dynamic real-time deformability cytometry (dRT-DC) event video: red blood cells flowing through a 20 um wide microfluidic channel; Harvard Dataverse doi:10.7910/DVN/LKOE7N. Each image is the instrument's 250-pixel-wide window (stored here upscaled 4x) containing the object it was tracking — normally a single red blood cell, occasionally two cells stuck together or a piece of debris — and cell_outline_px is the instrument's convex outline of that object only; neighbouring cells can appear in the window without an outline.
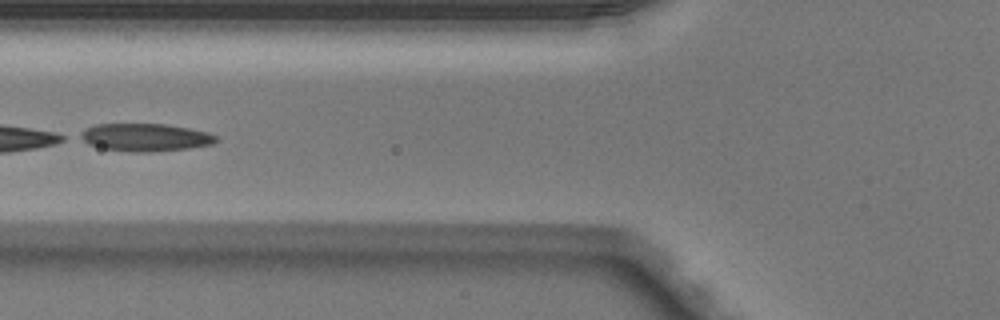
{"species": "Egyptian fruit bat (a non-hibernating species)", "species_latin": "Rousettus aegyptiacus", "temperature_condition": "warm", "stored_images_in_passage": 38, "camera_frame_rate_fps": 3000, "um_per_image_px": 0.085, "animal": {"sex": "male"}, "frame": {"image": 1, "passage_image": 9, "time_ms": 2.667, "image_size_px": [1000, 320], "cell_outline_px": [[220, 140], [212, 144], [188, 148], [152, 152], [128, 152], [100, 148], [88, 144], [72, 136], [84, 128], [96, 124], [168, 124], [208, 132], [220, 136]], "centroid_in_image_um": [12.27, 11.67], "position_along_channel_um": 113.5, "area_um2": 22.6}}
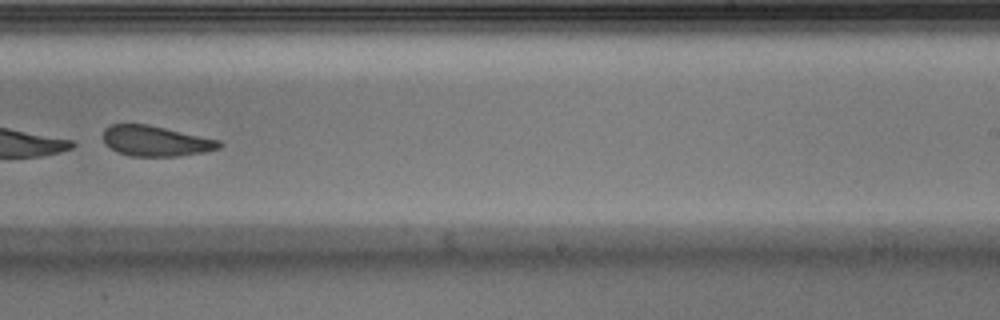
{"frame": {"image": 2, "passage_image": 21, "time_ms": 6.667, "image_size_px": [1000, 320], "cell_outline_px": [[224, 144], [220, 148], [204, 152], [180, 156], [128, 156], [116, 152], [104, 144], [104, 128], [108, 124], [148, 124], [220, 140]], "centroid_in_image_um": [13.22, 11.99], "position_along_channel_um": 275.8, "area_um2": 20.81}}
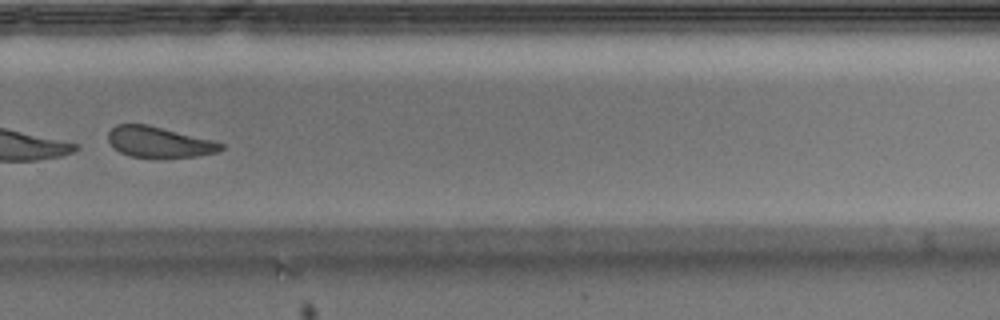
{"frame": {"image": 3, "passage_image": 24, "time_ms": 7.667, "image_size_px": [1000, 320], "cell_outline_px": [[224, 148], [216, 152], [196, 156], [156, 160], [128, 156], [120, 152], [108, 140], [108, 132], [116, 124], [148, 124], [212, 140], [224, 144]], "centroid_in_image_um": [13.51, 12.11], "position_along_channel_um": 316.3, "area_um2": 20.69}, "authors_computed_cell_mechanics": {"area_um2": 22.5131, "velocity_mm_per_s": 4.047, "shape_relaxation_time_tau1_ms": 0.7937, "shape_relaxation_time_tau2_ms": 3.4688, "deformation_change_tau1": 0.2535, "deformation_change_tau2": 0.1106}}